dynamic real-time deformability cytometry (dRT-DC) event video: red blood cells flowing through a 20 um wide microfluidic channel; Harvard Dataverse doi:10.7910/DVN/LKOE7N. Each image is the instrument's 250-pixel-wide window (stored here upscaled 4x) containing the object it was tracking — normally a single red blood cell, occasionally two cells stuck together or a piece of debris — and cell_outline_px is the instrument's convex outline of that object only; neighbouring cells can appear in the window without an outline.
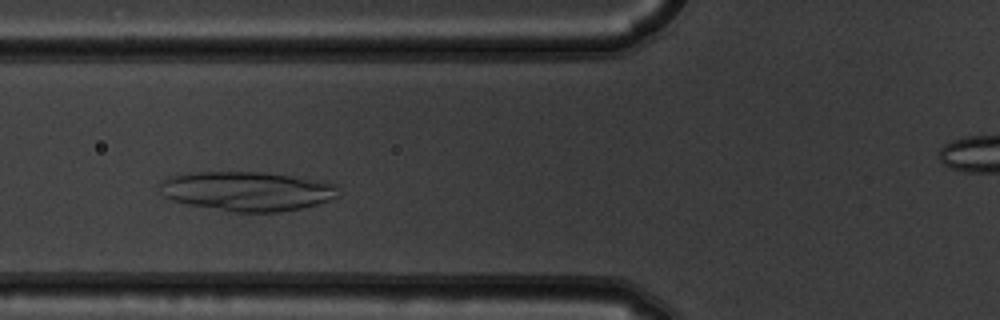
{"species": "common noctule bat (a hibernating species)", "species_latin": "Nyctalus noctula", "temperature_condition": "warm", "stored_images_in_passage": 7, "camera_frame_rate_fps": 3000, "um_per_image_px": 0.085, "animal": {"sex": "male", "body_mass_g": 19.5, "forearm_length_mm": 54.6}, "frame": {"image": 1, "passage_image": 2, "time_ms": 0.333, "image_size_px": [1000, 320], "cell_outline_px": [[336, 196], [328, 200], [316, 204], [300, 208], [280, 212], [232, 212], [188, 204], [172, 200], [164, 196], [160, 192], [156, 184], [160, 180], [168, 176], [188, 172], [260, 172], [324, 180], [336, 184]], "centroid_in_image_um": [20.92, 16.24], "position_along_channel_um": 104.9, "area_um2": 41.27}}
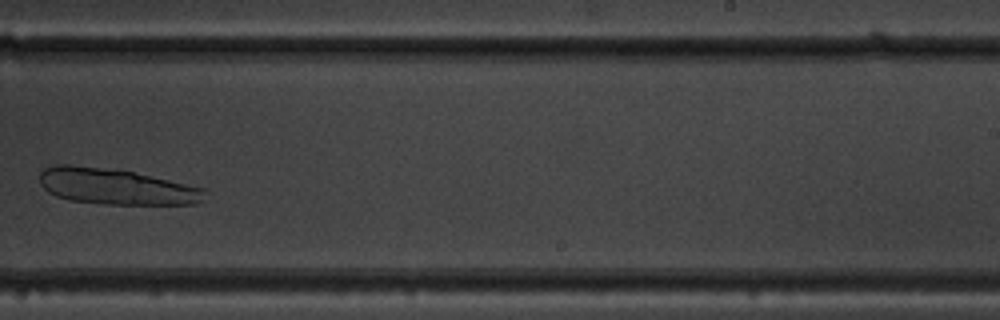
{"frame": {"image": 2, "passage_image": 6, "time_ms": 1.667, "image_size_px": [1000, 320], "cell_outline_px": [[208, 192], [200, 200], [192, 204], [104, 204], [68, 200], [56, 196], [48, 192], [40, 184], [40, 172], [44, 168], [52, 164], [72, 164], [132, 172], [152, 176], [208, 188]], "centroid_in_image_um": [9.83, 15.85], "position_along_channel_um": 279.2, "area_um2": 34.68}}